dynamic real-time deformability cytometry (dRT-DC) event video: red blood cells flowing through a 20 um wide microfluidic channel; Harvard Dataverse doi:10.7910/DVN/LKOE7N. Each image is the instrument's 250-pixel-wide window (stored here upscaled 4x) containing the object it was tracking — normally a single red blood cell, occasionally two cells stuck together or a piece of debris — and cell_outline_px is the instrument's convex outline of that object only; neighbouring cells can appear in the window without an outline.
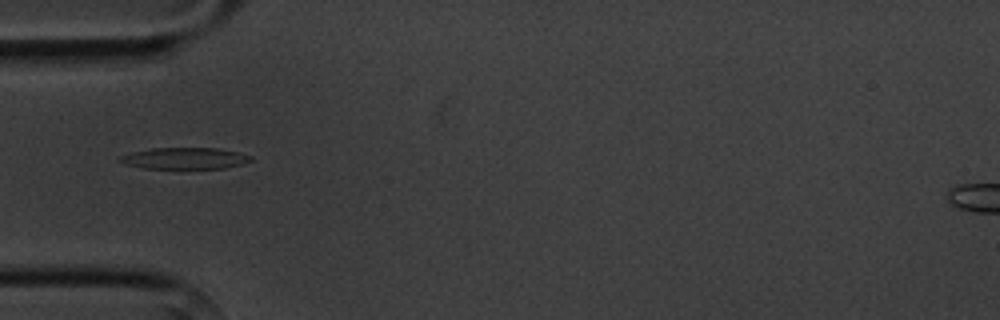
{"species": "common noctule bat (a hibernating species)", "species_latin": "Nyctalus noctula", "temperature_condition": "cold", "stored_images_in_passage": 1, "camera_frame_rate_fps": 3000, "um_per_image_px": 0.085, "animal": {"sex": "male", "body_mass_g": 20.1, "forearm_length_mm": 53.5}, "frame": {"image": 1, "passage_image": 1, "time_ms": 0.0, "image_size_px": [1000, 320], "cell_outline_px": [[252, 160], [244, 164], [224, 168], [144, 168], [124, 164], [116, 160], [120, 156], [132, 152], [152, 148], [220, 148], [252, 156]], "centroid_in_image_um": [15.69, 13.45], "position_along_channel_um": 69.3, "area_um2": 16.36}}